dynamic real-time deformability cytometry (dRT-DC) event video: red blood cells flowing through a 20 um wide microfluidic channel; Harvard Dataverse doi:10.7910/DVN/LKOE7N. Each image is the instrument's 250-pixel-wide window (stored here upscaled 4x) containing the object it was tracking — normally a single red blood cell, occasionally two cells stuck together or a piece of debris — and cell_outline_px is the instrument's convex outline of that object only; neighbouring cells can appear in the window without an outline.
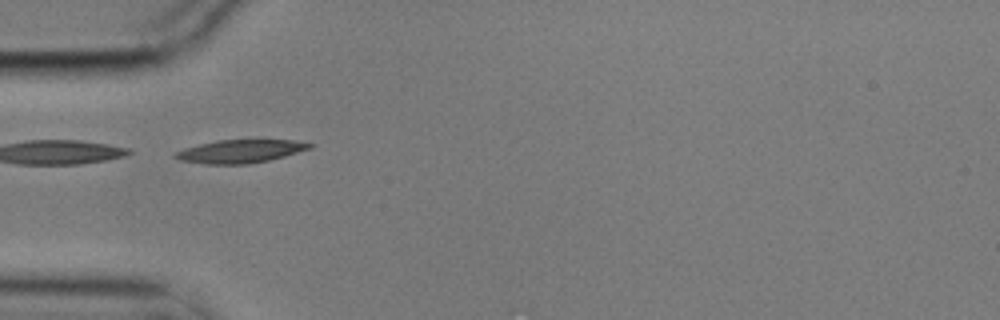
{"species": "common noctule bat (a hibernating species)", "species_latin": "Nyctalus noctula", "temperature_condition": "cold", "stored_images_in_passage": 2, "camera_frame_rate_fps": 3000, "um_per_image_px": 0.085, "animal": {"sex": "male", "body_mass_g": 17.9}, "frame": {"image": 1, "passage_image": 2, "time_ms": 0.333, "image_size_px": [1000, 320], "cell_outline_px": [[312, 148], [284, 156], [268, 160], [248, 164], [204, 164], [180, 160], [172, 156], [176, 152], [184, 148], [216, 140], [292, 140], [312, 144]], "centroid_in_image_um": [20.39, 12.86], "position_along_channel_um": 64.6, "area_um2": 17.98}}